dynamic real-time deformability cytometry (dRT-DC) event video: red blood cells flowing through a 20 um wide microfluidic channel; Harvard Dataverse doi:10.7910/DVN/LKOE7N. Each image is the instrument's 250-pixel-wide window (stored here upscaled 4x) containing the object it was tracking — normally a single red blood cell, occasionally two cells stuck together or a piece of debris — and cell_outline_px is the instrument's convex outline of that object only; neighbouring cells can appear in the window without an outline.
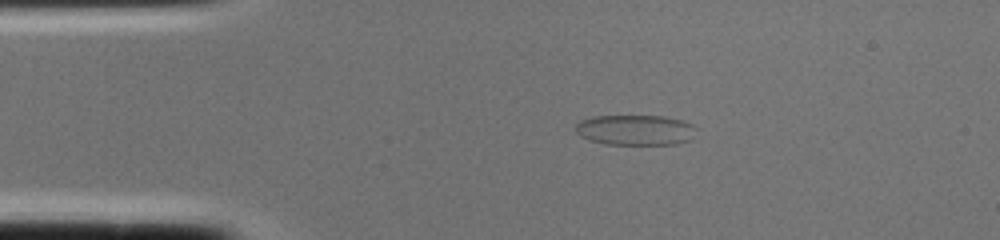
{"species": "common noctule bat (a hibernating species)", "species_latin": "Nyctalus noctula", "temperature_condition": "cold", "stored_images_in_passage": 1, "camera_frame_rate_fps": 3000, "um_per_image_px": 0.085, "animal": {"sex": "female", "body_mass_g": 22.0, "forearm_length_mm": 56.7}, "frame": {"image": 1, "passage_image": 1, "time_ms": 0.0, "image_size_px": [1000, 240], "cell_outline_px": [[700, 128], [692, 140], [680, 144], [604, 144], [588, 140], [580, 136], [576, 132], [576, 124], [580, 120], [596, 116], [664, 116], [680, 120], [692, 124]], "centroid_in_image_um": [54.07, 11.06], "position_along_channel_um": 30.9, "area_um2": 21.73}}